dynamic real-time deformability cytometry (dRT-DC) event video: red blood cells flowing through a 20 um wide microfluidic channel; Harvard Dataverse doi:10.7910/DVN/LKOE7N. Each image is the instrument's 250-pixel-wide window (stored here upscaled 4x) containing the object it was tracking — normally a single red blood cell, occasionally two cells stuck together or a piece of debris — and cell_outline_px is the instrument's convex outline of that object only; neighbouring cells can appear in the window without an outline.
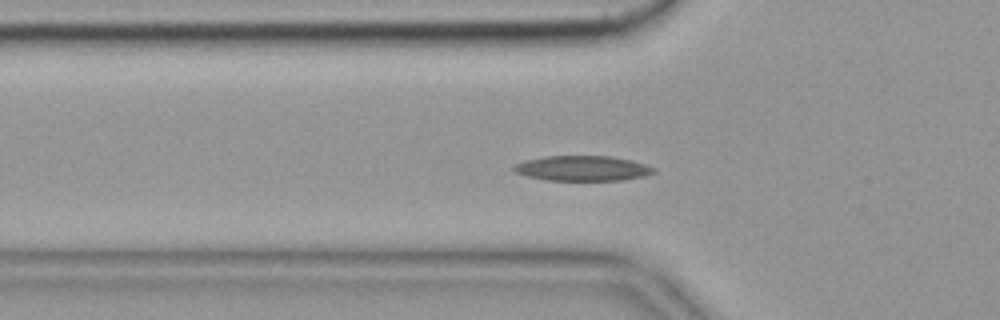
{"species": "common noctule bat (a hibernating species)", "species_latin": "Nyctalus noctula", "temperature_condition": "cold", "stored_images_in_passage": 32, "camera_frame_rate_fps": 3000, "um_per_image_px": 0.085, "animal": {"sex": "female", "body_mass_g": 19.9}, "frame": {"image": 1, "passage_image": 5, "time_ms": 1.333, "image_size_px": [1000, 320], "cell_outline_px": [[656, 172], [644, 176], [624, 180], [548, 180], [524, 176], [516, 172], [512, 168], [516, 164], [528, 160], [544, 156], [608, 156], [632, 160], [656, 168]], "centroid_in_image_um": [49.54, 14.31], "position_along_channel_um": 76.3, "area_um2": 20.4}, "authors_computed_cell_mechanics": {"area_um2": 18.9295, "velocity_mm_per_s": 3.4891, "shape_relaxation_time_tau1_ms": 7.4214, "shape_relaxation_time_tau2_ms": 7.3728, "deformation_change_tau1": 0.1609, "deformation_change_tau2": 0.1313}}